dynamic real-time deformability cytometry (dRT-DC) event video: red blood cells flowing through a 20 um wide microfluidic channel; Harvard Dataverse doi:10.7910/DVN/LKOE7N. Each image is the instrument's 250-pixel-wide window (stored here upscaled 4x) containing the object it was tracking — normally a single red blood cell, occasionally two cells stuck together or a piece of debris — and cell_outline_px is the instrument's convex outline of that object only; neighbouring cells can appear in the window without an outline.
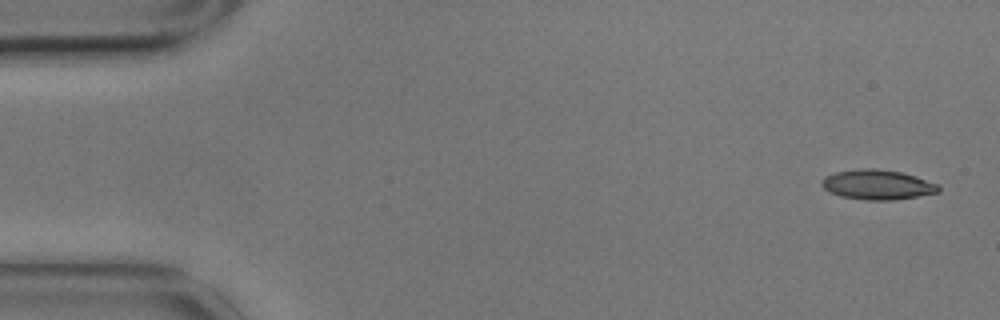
{"species": "common noctule bat (a hibernating species)", "species_latin": "Nyctalus noctula", "temperature_condition": "cold", "stored_images_in_passage": 5, "camera_frame_rate_fps": 3000, "um_per_image_px": 0.085, "animal": {"sex": "male", "body_mass_g": 17.9}, "frame": {"image": 1, "passage_image": 1, "time_ms": 0.0, "image_size_px": [1000, 320], "cell_outline_px": [[940, 192], [892, 200], [864, 200], [840, 196], [828, 192], [820, 184], [820, 180], [824, 176], [836, 172], [864, 168], [876, 168], [900, 172], [916, 176], [936, 184], [940, 188]], "centroid_in_image_um": [74.53, 15.7], "position_along_channel_um": 10.5, "area_um2": 20.29}}
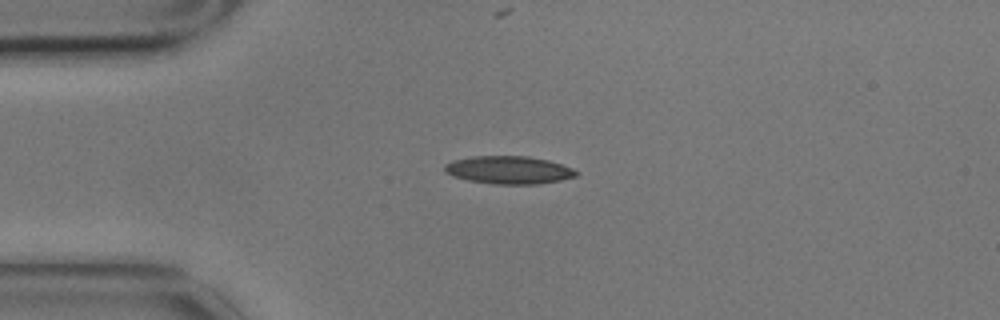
{"frame": {"image": 2, "passage_image": 4, "time_ms": 1.0, "image_size_px": [1000, 320], "cell_outline_px": [[580, 172], [576, 176], [560, 180], [536, 184], [492, 184], [468, 180], [452, 176], [444, 172], [444, 164], [452, 160], [472, 156], [528, 156], [548, 160], [572, 168]], "centroid_in_image_um": [43.21, 14.44], "position_along_channel_um": 41.8, "area_um2": 21.44}}